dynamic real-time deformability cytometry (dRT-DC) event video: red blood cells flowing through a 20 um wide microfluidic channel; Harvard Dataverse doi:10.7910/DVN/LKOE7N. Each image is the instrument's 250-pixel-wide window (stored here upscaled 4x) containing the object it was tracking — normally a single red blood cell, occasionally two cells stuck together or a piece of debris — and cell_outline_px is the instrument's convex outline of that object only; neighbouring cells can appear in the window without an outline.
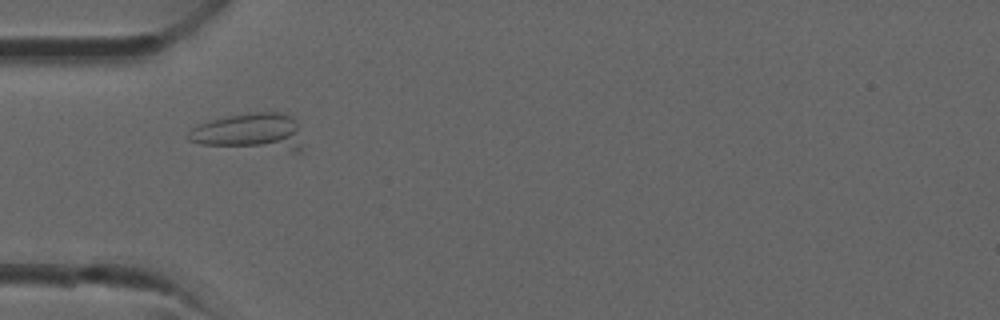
{"species": "common noctule bat (a hibernating species)", "species_latin": "Nyctalus noctula", "temperature_condition": "room temperature", "stored_images_in_passage": 23, "camera_frame_rate_fps": 3000, "um_per_image_px": 0.085, "animal": {"sex": "male", "forearm_length_mm": 52.5}, "frame": {"image": 1, "passage_image": 2, "time_ms": 0.333, "image_size_px": [1000, 320], "cell_outline_px": [[300, 152], [296, 152], [200, 144], [188, 140], [184, 136], [192, 128], [208, 120], [228, 116], [252, 112], [280, 112], [292, 116], [296, 120], [300, 144]], "centroid_in_image_um": [21.22, 11.21], "position_along_channel_um": 63.8, "area_um2": 24.8}}
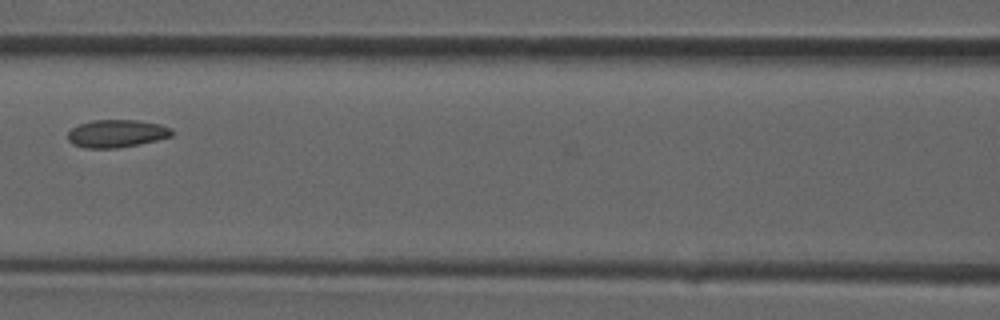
{"frame": {"image": 2, "passage_image": 7, "time_ms": 2.0, "image_size_px": [1000, 320], "cell_outline_px": [[176, 132], [172, 136], [140, 144], [116, 148], [84, 148], [72, 144], [68, 140], [68, 132], [72, 128], [80, 124], [92, 120], [140, 120], [160, 124], [172, 128]], "centroid_in_image_um": [9.95, 11.35], "position_along_channel_um": 156.7, "area_um2": 16.99}}
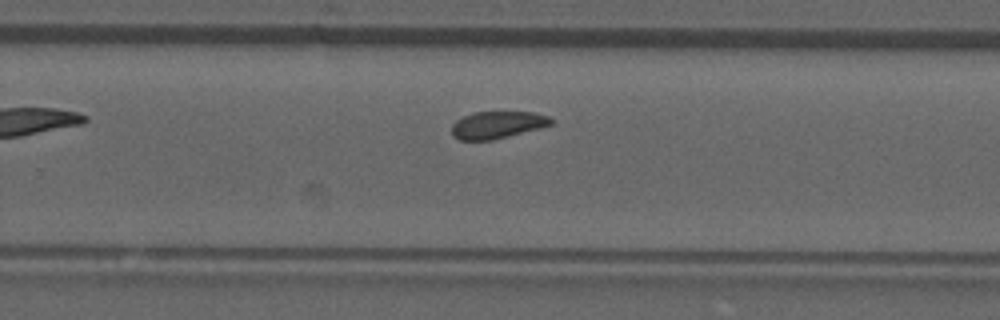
{"frame": {"image": 3, "passage_image": 14, "time_ms": 4.333, "image_size_px": [1000, 320], "cell_outline_px": [[552, 124], [508, 136], [492, 140], [460, 140], [452, 136], [452, 124], [456, 120], [464, 116], [476, 112], [532, 112], [548, 116], [552, 120]], "centroid_in_image_um": [42.23, 10.61], "position_along_channel_um": 287.6, "area_um2": 15.49}}